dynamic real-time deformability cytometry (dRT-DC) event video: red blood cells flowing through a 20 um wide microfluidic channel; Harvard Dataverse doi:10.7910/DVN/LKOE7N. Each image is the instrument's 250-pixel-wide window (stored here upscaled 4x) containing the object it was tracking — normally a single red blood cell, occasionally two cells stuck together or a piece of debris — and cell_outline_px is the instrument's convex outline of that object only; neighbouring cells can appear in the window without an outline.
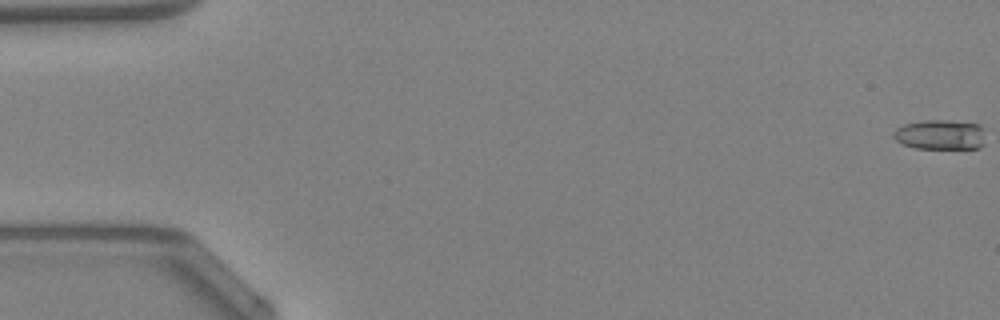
{"species": "Egyptian fruit bat (a non-hibernating species)", "species_latin": "Rousettus aegyptiacus", "temperature_condition": "warm", "stored_images_in_passage": 17, "camera_frame_rate_fps": 3000, "um_per_image_px": 0.085, "animal": {"sex": "female"}, "frame": {"image": 1, "passage_image": 1, "time_ms": 0.0, "image_size_px": [1000, 320], "cell_outline_px": [[984, 144], [980, 148], [916, 148], [904, 144], [896, 140], [892, 136], [892, 132], [896, 128], [904, 124], [924, 120], [948, 120], [976, 124], [984, 128]], "centroid_in_image_um": [79.92, 11.44], "position_along_channel_um": 5.1, "area_um2": 16.07}}
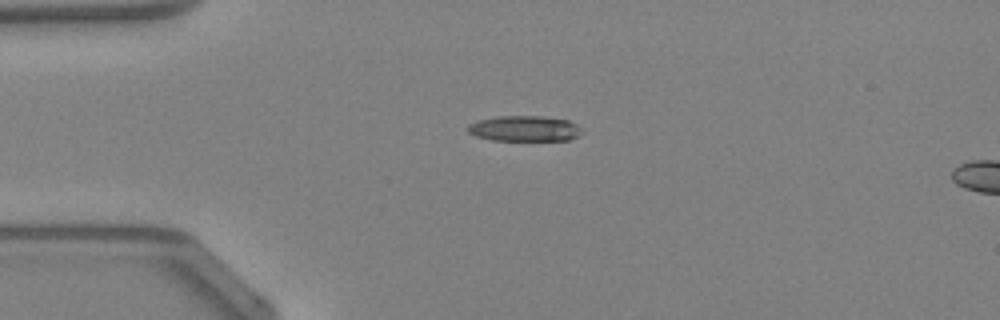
{"frame": {"image": 2, "passage_image": 13, "time_ms": 4.0, "image_size_px": [1000, 320], "cell_outline_px": [[584, 132], [568, 140], [492, 140], [476, 136], [468, 132], [468, 124], [476, 120], [496, 116], [540, 116], [568, 120], [576, 124]], "centroid_in_image_um": [44.56, 10.92], "position_along_channel_um": 40.4, "area_um2": 16.99}}